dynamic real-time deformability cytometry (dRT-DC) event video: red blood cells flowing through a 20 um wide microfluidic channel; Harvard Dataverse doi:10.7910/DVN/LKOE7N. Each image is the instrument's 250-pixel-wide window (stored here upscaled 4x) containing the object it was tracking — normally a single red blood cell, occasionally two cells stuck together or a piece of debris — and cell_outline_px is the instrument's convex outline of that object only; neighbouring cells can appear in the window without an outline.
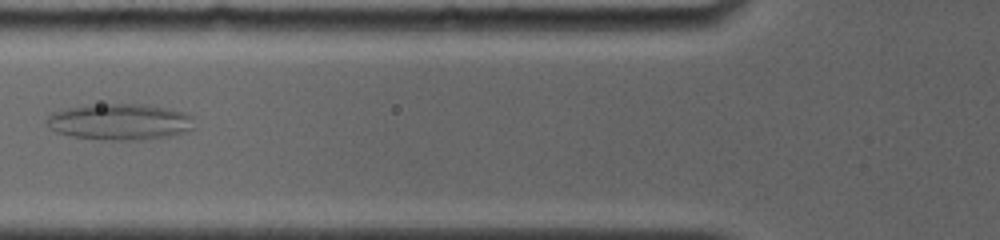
{"species": "common noctule bat (a hibernating species)", "species_latin": "Nyctalus noctula", "temperature_condition": "room temperature", "stored_images_in_passage": 13, "camera_frame_rate_fps": 4000, "um_per_image_px": 0.085, "animal": {"sex": "female", "body_mass_g": 19.0, "forearm_length_mm": 56.7}, "frame": {"image": 1, "passage_image": 4, "time_ms": 3.5, "image_size_px": [1000, 240], "cell_outline_px": [[192, 128], [184, 132], [152, 140], [112, 140], [72, 136], [56, 132], [44, 120], [52, 112], [68, 108], [100, 104], [148, 104], [168, 108], [184, 112], [192, 116]], "centroid_in_image_um": [10.2, 10.35], "position_along_channel_um": 115.6, "area_um2": 31.1}}
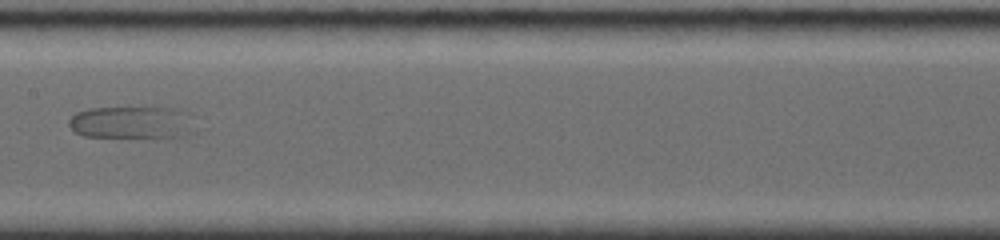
{"frame": {"image": 2, "passage_image": 6, "time_ms": 5.75, "image_size_px": [1000, 240], "cell_outline_px": [[188, 132], [184, 136], [84, 136], [72, 132], [68, 124], [68, 120], [76, 112], [88, 108], [176, 108], [188, 112]], "centroid_in_image_um": [11.04, 10.38], "position_along_channel_um": 196.4, "area_um2": 23.0}}
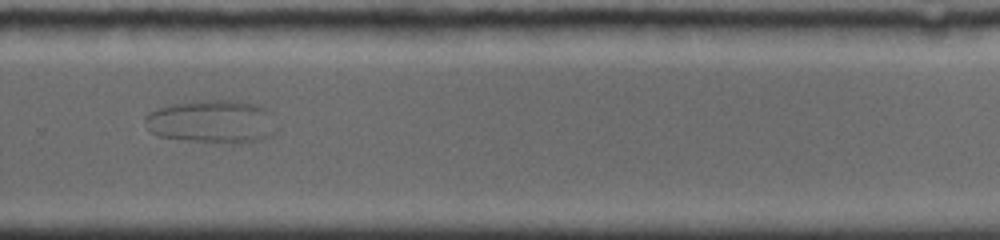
{"frame": {"image": 3, "passage_image": 9, "time_ms": 9.0, "image_size_px": [1000, 240], "cell_outline_px": [[272, 136], [260, 140], [236, 144], [232, 144], [188, 140], [160, 136], [152, 132], [144, 124], [144, 116], [148, 112], [172, 104], [192, 100], [236, 100], [256, 104], [268, 108], [272, 112]], "centroid_in_image_um": [18.02, 10.32], "position_along_channel_um": 311.8, "area_um2": 33.29}}